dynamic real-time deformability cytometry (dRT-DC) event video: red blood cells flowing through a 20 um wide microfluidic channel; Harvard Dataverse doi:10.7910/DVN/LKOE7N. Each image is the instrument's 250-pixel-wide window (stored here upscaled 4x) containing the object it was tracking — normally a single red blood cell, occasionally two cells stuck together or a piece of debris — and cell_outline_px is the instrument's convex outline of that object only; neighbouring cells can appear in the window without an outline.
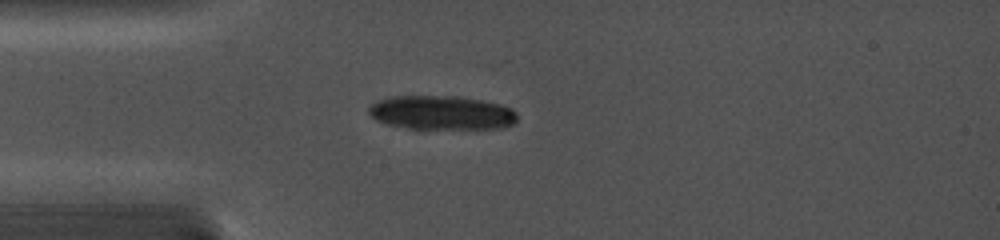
{"species": "common noctule bat (a hibernating species)", "species_latin": "Nyctalus noctula", "temperature_condition": "cold", "stored_images_in_passage": 2, "camera_frame_rate_fps": 5000, "um_per_image_px": 0.085, "animal": {"sex": "female", "body_mass_g": 19.0, "forearm_length_mm": 56.7}, "frame": {"image": 1, "passage_image": 1, "time_ms": 0.0, "image_size_px": [1000, 240], "cell_outline_px": [[516, 120], [512, 124], [504, 128], [408, 128], [388, 124], [376, 120], [368, 112], [368, 108], [376, 100], [388, 96], [460, 96], [484, 100], [500, 104], [512, 108], [516, 112]], "centroid_in_image_um": [37.53, 9.56], "position_along_channel_um": 47.5, "area_um2": 29.48}}